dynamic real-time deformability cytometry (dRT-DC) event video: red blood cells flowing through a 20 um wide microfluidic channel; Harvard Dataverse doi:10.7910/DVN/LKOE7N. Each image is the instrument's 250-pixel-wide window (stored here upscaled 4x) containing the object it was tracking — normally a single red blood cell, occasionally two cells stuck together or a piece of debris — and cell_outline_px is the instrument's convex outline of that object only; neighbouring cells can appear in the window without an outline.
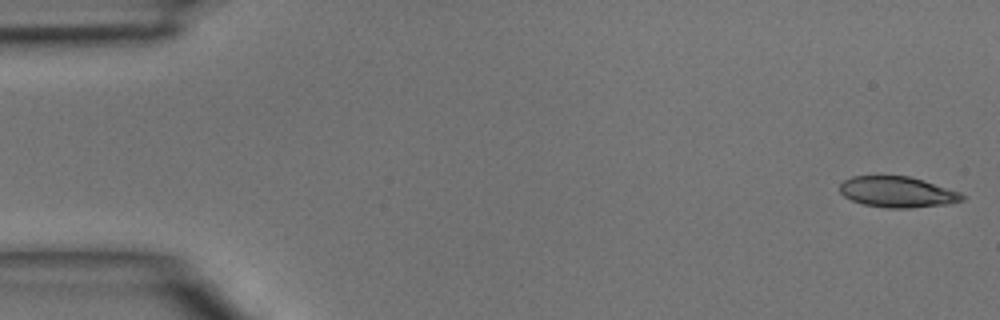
{"species": "common noctule bat (a hibernating species)", "species_latin": "Nyctalus noctula", "temperature_condition": "room temperature", "stored_images_in_passage": 4, "camera_frame_rate_fps": 3000, "um_per_image_px": 0.085, "animal": {"sex": "male", "body_mass_g": 15.6}, "frame": {"image": 1, "passage_image": 1, "time_ms": 0.0, "image_size_px": [1000, 320], "cell_outline_px": [[964, 200], [948, 204], [908, 208], [888, 208], [864, 204], [852, 200], [844, 196], [840, 192], [840, 184], [844, 180], [852, 176], [908, 176], [924, 180], [960, 192], [964, 196]], "centroid_in_image_um": [76.28, 16.32], "position_along_channel_um": 8.7, "area_um2": 21.91}}
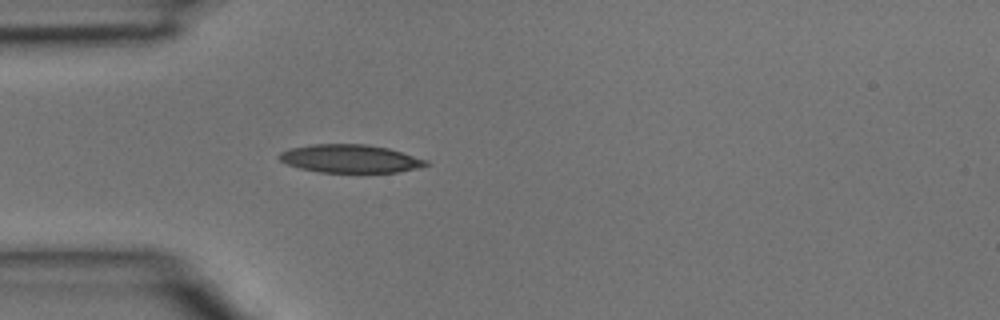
{"frame": {"image": 2, "passage_image": 4, "time_ms": 1.0, "image_size_px": [1000, 320], "cell_outline_px": [[432, 164], [420, 168], [396, 172], [320, 172], [300, 168], [288, 164], [280, 160], [276, 156], [280, 152], [288, 148], [312, 144], [364, 144], [388, 148], [428, 160]], "centroid_in_image_um": [29.77, 13.48], "position_along_channel_um": 55.2, "area_um2": 24.16}}